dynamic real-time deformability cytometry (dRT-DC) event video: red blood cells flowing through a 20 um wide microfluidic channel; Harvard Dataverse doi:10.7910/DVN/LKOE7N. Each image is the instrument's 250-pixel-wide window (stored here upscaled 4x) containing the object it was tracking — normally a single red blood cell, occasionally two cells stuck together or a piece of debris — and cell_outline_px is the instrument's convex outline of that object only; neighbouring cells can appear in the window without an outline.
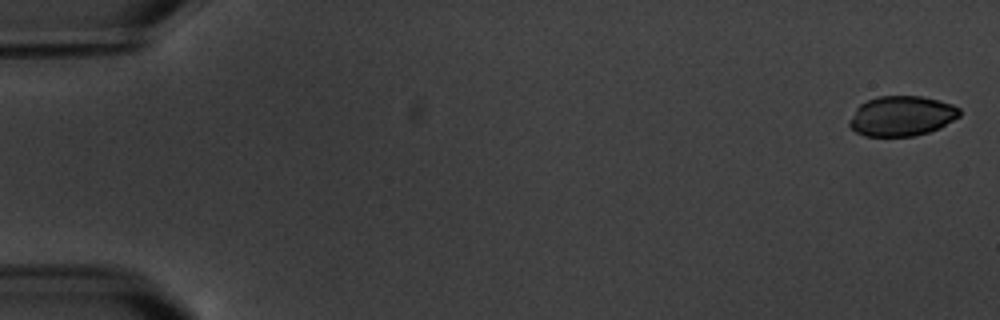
{"species": "common noctule bat (a hibernating species)", "species_latin": "Nyctalus noctula", "temperature_condition": "warm", "stored_images_in_passage": 8, "camera_frame_rate_fps": 3000, "um_per_image_px": 0.085, "animal": {"sex": "male", "body_mass_g": 20.1, "forearm_length_mm": 53.5}, "frame": {"image": 1, "passage_image": 1, "time_ms": 0.0, "image_size_px": [1000, 320], "cell_outline_px": [[960, 116], [940, 128], [928, 132], [912, 136], [864, 136], [856, 132], [848, 124], [848, 120], [856, 108], [860, 104], [868, 100], [880, 96], [920, 96], [952, 104], [960, 108]], "centroid_in_image_um": [76.63, 9.86], "position_along_channel_um": 8.4, "area_um2": 25.66}}
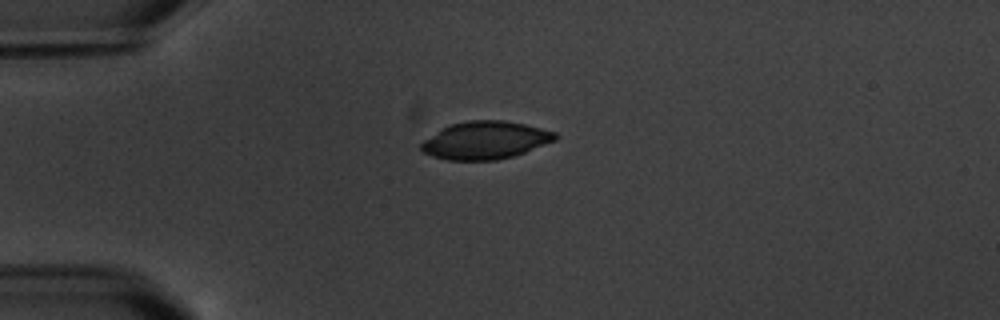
{"frame": {"image": 2, "passage_image": 5, "time_ms": 4.667, "image_size_px": [1000, 320], "cell_outline_px": [[560, 136], [556, 140], [524, 152], [512, 156], [496, 160], [448, 160], [432, 156], [424, 152], [420, 148], [420, 144], [424, 140], [444, 128], [452, 124], [468, 120], [504, 120], [524, 124], [556, 132]], "centroid_in_image_um": [41.27, 11.92], "position_along_channel_um": 43.7, "area_um2": 29.19}}
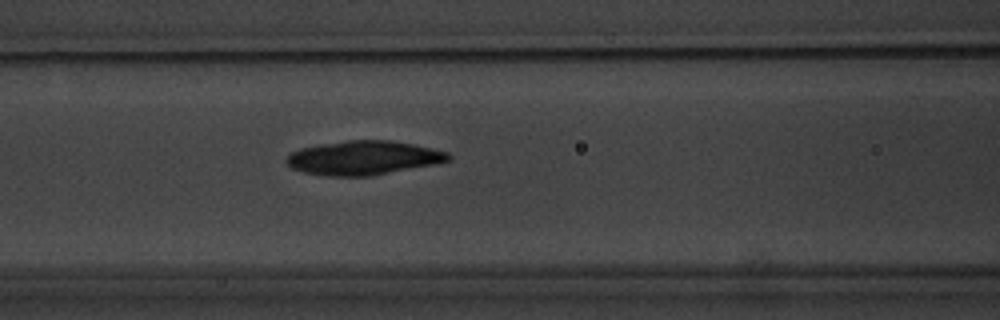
{"frame": {"image": 3, "passage_image": 8, "time_ms": 8.0, "image_size_px": [1000, 320], "cell_outline_px": [[452, 160], [436, 164], [372, 176], [328, 176], [304, 172], [292, 168], [284, 160], [292, 152], [300, 148], [320, 144], [348, 140], [392, 140], [412, 144], [448, 152], [452, 156]], "centroid_in_image_um": [30.92, 13.42], "position_along_channel_um": 135.7, "area_um2": 32.19}}